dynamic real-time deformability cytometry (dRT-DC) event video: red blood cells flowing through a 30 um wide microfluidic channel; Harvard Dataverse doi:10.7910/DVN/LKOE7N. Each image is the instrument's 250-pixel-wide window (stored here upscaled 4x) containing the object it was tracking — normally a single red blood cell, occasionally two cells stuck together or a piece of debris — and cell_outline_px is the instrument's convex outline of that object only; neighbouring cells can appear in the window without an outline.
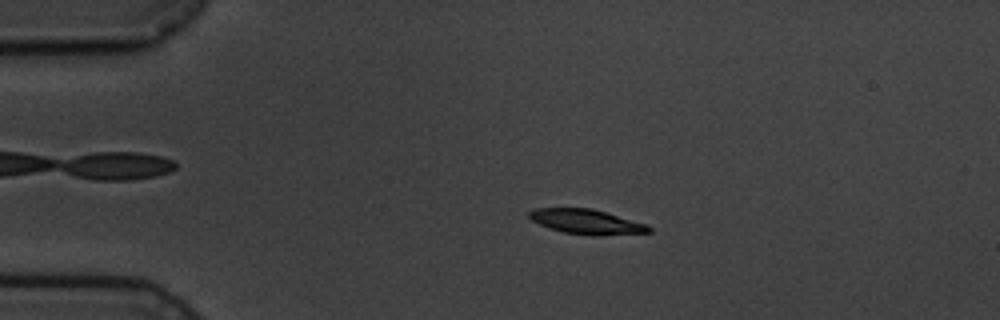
{"species": "common noctule bat (a hibernating species)", "species_latin": "Nyctalus noctula", "temperature_condition": "cold", "stored_images_in_passage": 4, "camera_frame_rate_fps": 3000, "um_per_image_px": 0.085, "animal": {"sex": "male", "body_mass_g": 19.5, "forearm_length_mm": 54.6}, "frame": {"image": 1, "passage_image": 3, "time_ms": 2.333, "image_size_px": [1000, 320], "cell_outline_px": [[652, 232], [596, 236], [592, 236], [564, 232], [548, 228], [532, 220], [528, 216], [528, 212], [536, 208], [592, 208], [648, 224], [652, 228]], "centroid_in_image_um": [49.89, 18.85], "position_along_channel_um": 35.1, "area_um2": 17.4}}